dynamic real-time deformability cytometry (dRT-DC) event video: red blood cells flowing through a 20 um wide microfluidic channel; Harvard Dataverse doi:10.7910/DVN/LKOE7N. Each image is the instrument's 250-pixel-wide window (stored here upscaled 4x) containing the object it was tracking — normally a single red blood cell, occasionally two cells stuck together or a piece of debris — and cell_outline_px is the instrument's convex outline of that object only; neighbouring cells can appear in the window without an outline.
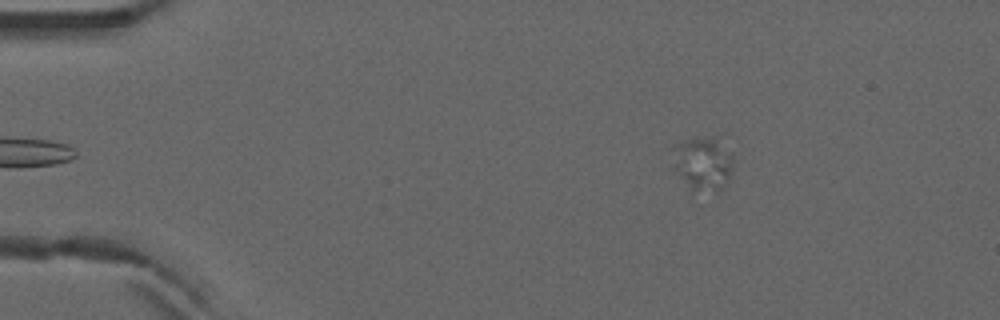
{"species": "common noctule bat (a hibernating species)", "species_latin": "Nyctalus noctula", "temperature_condition": "warm", "stored_images_in_passage": 3, "camera_frame_rate_fps": 3000, "um_per_image_px": 0.085, "animal": {"sex": "male", "forearm_length_mm": 52.5}, "frame": {"image": 1, "passage_image": 1, "time_ms": 0.0, "image_size_px": [1000, 320], "cell_outline_px": [[736, 160], [728, 180], [724, 188], [716, 192], [692, 200], [676, 168], [672, 148], [676, 144], [688, 140], [712, 136]], "centroid_in_image_um": [59.75, 14.09], "position_along_channel_um": 25.2, "area_um2": 19.83}}